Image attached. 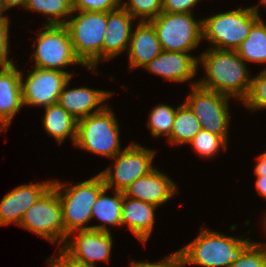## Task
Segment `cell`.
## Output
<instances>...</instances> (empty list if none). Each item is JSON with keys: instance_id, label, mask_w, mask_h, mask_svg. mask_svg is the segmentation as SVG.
Returning <instances> with one entry per match:
<instances>
[{"instance_id": "1", "label": "cell", "mask_w": 266, "mask_h": 267, "mask_svg": "<svg viewBox=\"0 0 266 267\" xmlns=\"http://www.w3.org/2000/svg\"><path fill=\"white\" fill-rule=\"evenodd\" d=\"M198 64L205 72L199 86L242 102L248 97L252 77L237 51L208 48L198 57Z\"/></svg>"}, {"instance_id": "2", "label": "cell", "mask_w": 266, "mask_h": 267, "mask_svg": "<svg viewBox=\"0 0 266 267\" xmlns=\"http://www.w3.org/2000/svg\"><path fill=\"white\" fill-rule=\"evenodd\" d=\"M250 239L227 236L202 227L197 237L176 251L181 267H230L252 243Z\"/></svg>"}, {"instance_id": "3", "label": "cell", "mask_w": 266, "mask_h": 267, "mask_svg": "<svg viewBox=\"0 0 266 267\" xmlns=\"http://www.w3.org/2000/svg\"><path fill=\"white\" fill-rule=\"evenodd\" d=\"M67 183L53 180L52 184L61 202L66 238L71 232L91 229L86 224L92 220V207L106 187L99 173L78 184L69 186Z\"/></svg>"}, {"instance_id": "4", "label": "cell", "mask_w": 266, "mask_h": 267, "mask_svg": "<svg viewBox=\"0 0 266 267\" xmlns=\"http://www.w3.org/2000/svg\"><path fill=\"white\" fill-rule=\"evenodd\" d=\"M259 6L240 7L203 18L202 39L212 43L210 48L236 51L260 18Z\"/></svg>"}, {"instance_id": "5", "label": "cell", "mask_w": 266, "mask_h": 267, "mask_svg": "<svg viewBox=\"0 0 266 267\" xmlns=\"http://www.w3.org/2000/svg\"><path fill=\"white\" fill-rule=\"evenodd\" d=\"M74 13L76 16H73ZM64 24L67 28L76 56L98 73L96 66L102 60V44L107 25V13L98 11H73ZM96 71V72H95Z\"/></svg>"}, {"instance_id": "6", "label": "cell", "mask_w": 266, "mask_h": 267, "mask_svg": "<svg viewBox=\"0 0 266 267\" xmlns=\"http://www.w3.org/2000/svg\"><path fill=\"white\" fill-rule=\"evenodd\" d=\"M115 113L107 106L104 110L77 120L74 146L92 154L113 158L121 149L120 129Z\"/></svg>"}, {"instance_id": "7", "label": "cell", "mask_w": 266, "mask_h": 267, "mask_svg": "<svg viewBox=\"0 0 266 267\" xmlns=\"http://www.w3.org/2000/svg\"><path fill=\"white\" fill-rule=\"evenodd\" d=\"M164 51L188 53L202 41V20L193 13L161 12L150 21Z\"/></svg>"}, {"instance_id": "8", "label": "cell", "mask_w": 266, "mask_h": 267, "mask_svg": "<svg viewBox=\"0 0 266 267\" xmlns=\"http://www.w3.org/2000/svg\"><path fill=\"white\" fill-rule=\"evenodd\" d=\"M38 36L33 44L35 47V52L32 54L35 61L33 67L59 70L73 77V73L64 71L66 66L75 64L85 66L74 52L65 25L45 24Z\"/></svg>"}, {"instance_id": "9", "label": "cell", "mask_w": 266, "mask_h": 267, "mask_svg": "<svg viewBox=\"0 0 266 267\" xmlns=\"http://www.w3.org/2000/svg\"><path fill=\"white\" fill-rule=\"evenodd\" d=\"M19 226L52 244L58 243V247L63 246L66 231L63 227L62 206L58 192L52 186L26 210Z\"/></svg>"}, {"instance_id": "10", "label": "cell", "mask_w": 266, "mask_h": 267, "mask_svg": "<svg viewBox=\"0 0 266 267\" xmlns=\"http://www.w3.org/2000/svg\"><path fill=\"white\" fill-rule=\"evenodd\" d=\"M155 152L154 149H148L135 142L124 147L122 152L112 158L115 160L114 166L99 172L106 188L124 192L136 179L147 175L155 168L152 163Z\"/></svg>"}, {"instance_id": "11", "label": "cell", "mask_w": 266, "mask_h": 267, "mask_svg": "<svg viewBox=\"0 0 266 267\" xmlns=\"http://www.w3.org/2000/svg\"><path fill=\"white\" fill-rule=\"evenodd\" d=\"M191 83V94L186 97L184 103L195 114L201 124V128L222 137L228 141V129L230 124L229 100L230 96L217 93Z\"/></svg>"}, {"instance_id": "12", "label": "cell", "mask_w": 266, "mask_h": 267, "mask_svg": "<svg viewBox=\"0 0 266 267\" xmlns=\"http://www.w3.org/2000/svg\"><path fill=\"white\" fill-rule=\"evenodd\" d=\"M21 72L23 106L47 107L56 104L65 83L71 78L67 72L33 67L26 78Z\"/></svg>"}, {"instance_id": "13", "label": "cell", "mask_w": 266, "mask_h": 267, "mask_svg": "<svg viewBox=\"0 0 266 267\" xmlns=\"http://www.w3.org/2000/svg\"><path fill=\"white\" fill-rule=\"evenodd\" d=\"M112 245L111 231L90 229L71 232L60 248L72 259L96 267V261L109 263Z\"/></svg>"}, {"instance_id": "14", "label": "cell", "mask_w": 266, "mask_h": 267, "mask_svg": "<svg viewBox=\"0 0 266 267\" xmlns=\"http://www.w3.org/2000/svg\"><path fill=\"white\" fill-rule=\"evenodd\" d=\"M177 184L157 168L139 177L123 192L127 197L160 206L168 202L178 191Z\"/></svg>"}, {"instance_id": "15", "label": "cell", "mask_w": 266, "mask_h": 267, "mask_svg": "<svg viewBox=\"0 0 266 267\" xmlns=\"http://www.w3.org/2000/svg\"><path fill=\"white\" fill-rule=\"evenodd\" d=\"M52 184V180L23 184L7 193L0 202V226L11 223L19 226L26 210L36 203Z\"/></svg>"}, {"instance_id": "16", "label": "cell", "mask_w": 266, "mask_h": 267, "mask_svg": "<svg viewBox=\"0 0 266 267\" xmlns=\"http://www.w3.org/2000/svg\"><path fill=\"white\" fill-rule=\"evenodd\" d=\"M71 77L63 86L59 95L58 104L77 120L104 110L108 105L105 103L113 92L79 87L68 89ZM67 89V90H66ZM103 102L105 103L103 105Z\"/></svg>"}, {"instance_id": "17", "label": "cell", "mask_w": 266, "mask_h": 267, "mask_svg": "<svg viewBox=\"0 0 266 267\" xmlns=\"http://www.w3.org/2000/svg\"><path fill=\"white\" fill-rule=\"evenodd\" d=\"M198 57L189 53L164 51L142 68L165 80L183 83L192 80L198 69Z\"/></svg>"}, {"instance_id": "18", "label": "cell", "mask_w": 266, "mask_h": 267, "mask_svg": "<svg viewBox=\"0 0 266 267\" xmlns=\"http://www.w3.org/2000/svg\"><path fill=\"white\" fill-rule=\"evenodd\" d=\"M135 18L121 6L107 12V25L102 44V61L106 62L129 48L132 22Z\"/></svg>"}, {"instance_id": "19", "label": "cell", "mask_w": 266, "mask_h": 267, "mask_svg": "<svg viewBox=\"0 0 266 267\" xmlns=\"http://www.w3.org/2000/svg\"><path fill=\"white\" fill-rule=\"evenodd\" d=\"M24 107L21 92V71L14 65L0 68V131H5L14 116Z\"/></svg>"}, {"instance_id": "20", "label": "cell", "mask_w": 266, "mask_h": 267, "mask_svg": "<svg viewBox=\"0 0 266 267\" xmlns=\"http://www.w3.org/2000/svg\"><path fill=\"white\" fill-rule=\"evenodd\" d=\"M137 23L135 30H132L127 51L128 65L132 70L143 67L163 50L152 23L150 21Z\"/></svg>"}, {"instance_id": "21", "label": "cell", "mask_w": 266, "mask_h": 267, "mask_svg": "<svg viewBox=\"0 0 266 267\" xmlns=\"http://www.w3.org/2000/svg\"><path fill=\"white\" fill-rule=\"evenodd\" d=\"M157 206L123 194L121 222L129 227L132 234L146 243L151 236L155 224Z\"/></svg>"}, {"instance_id": "22", "label": "cell", "mask_w": 266, "mask_h": 267, "mask_svg": "<svg viewBox=\"0 0 266 267\" xmlns=\"http://www.w3.org/2000/svg\"><path fill=\"white\" fill-rule=\"evenodd\" d=\"M43 126L51 138H55L61 145L67 137L72 139L73 145L76 140L77 119L69 114L58 103L44 107Z\"/></svg>"}, {"instance_id": "23", "label": "cell", "mask_w": 266, "mask_h": 267, "mask_svg": "<svg viewBox=\"0 0 266 267\" xmlns=\"http://www.w3.org/2000/svg\"><path fill=\"white\" fill-rule=\"evenodd\" d=\"M108 188H104L92 207V219L97 218L102 222L100 225H91L92 230L110 232L109 226H122L121 212L123 192L114 190V197L106 195Z\"/></svg>"}, {"instance_id": "24", "label": "cell", "mask_w": 266, "mask_h": 267, "mask_svg": "<svg viewBox=\"0 0 266 267\" xmlns=\"http://www.w3.org/2000/svg\"><path fill=\"white\" fill-rule=\"evenodd\" d=\"M236 51L245 63L266 64V23L262 18L252 25L248 37Z\"/></svg>"}, {"instance_id": "25", "label": "cell", "mask_w": 266, "mask_h": 267, "mask_svg": "<svg viewBox=\"0 0 266 267\" xmlns=\"http://www.w3.org/2000/svg\"><path fill=\"white\" fill-rule=\"evenodd\" d=\"M201 124L195 114L183 102L178 105L170 136L167 138L171 145L188 144L201 130Z\"/></svg>"}, {"instance_id": "26", "label": "cell", "mask_w": 266, "mask_h": 267, "mask_svg": "<svg viewBox=\"0 0 266 267\" xmlns=\"http://www.w3.org/2000/svg\"><path fill=\"white\" fill-rule=\"evenodd\" d=\"M25 9L44 14L48 25H64L73 14L71 0H28Z\"/></svg>"}, {"instance_id": "27", "label": "cell", "mask_w": 266, "mask_h": 267, "mask_svg": "<svg viewBox=\"0 0 266 267\" xmlns=\"http://www.w3.org/2000/svg\"><path fill=\"white\" fill-rule=\"evenodd\" d=\"M176 111L177 108L167 104L157 105L150 111L146 126L151 130V135L154 138H159L162 135L167 138L170 136Z\"/></svg>"}, {"instance_id": "28", "label": "cell", "mask_w": 266, "mask_h": 267, "mask_svg": "<svg viewBox=\"0 0 266 267\" xmlns=\"http://www.w3.org/2000/svg\"><path fill=\"white\" fill-rule=\"evenodd\" d=\"M199 156L207 159L215 156L221 149H227V142L220 136L209 132L207 129H201L193 139L188 143Z\"/></svg>"}, {"instance_id": "29", "label": "cell", "mask_w": 266, "mask_h": 267, "mask_svg": "<svg viewBox=\"0 0 266 267\" xmlns=\"http://www.w3.org/2000/svg\"><path fill=\"white\" fill-rule=\"evenodd\" d=\"M127 1V2H126ZM121 0L120 6L139 21H151L162 12V0Z\"/></svg>"}, {"instance_id": "30", "label": "cell", "mask_w": 266, "mask_h": 267, "mask_svg": "<svg viewBox=\"0 0 266 267\" xmlns=\"http://www.w3.org/2000/svg\"><path fill=\"white\" fill-rule=\"evenodd\" d=\"M243 103L253 112L266 109V68L252 77L249 95Z\"/></svg>"}, {"instance_id": "31", "label": "cell", "mask_w": 266, "mask_h": 267, "mask_svg": "<svg viewBox=\"0 0 266 267\" xmlns=\"http://www.w3.org/2000/svg\"><path fill=\"white\" fill-rule=\"evenodd\" d=\"M230 267H266V243L253 240Z\"/></svg>"}, {"instance_id": "32", "label": "cell", "mask_w": 266, "mask_h": 267, "mask_svg": "<svg viewBox=\"0 0 266 267\" xmlns=\"http://www.w3.org/2000/svg\"><path fill=\"white\" fill-rule=\"evenodd\" d=\"M73 11L110 12L120 7L121 0H71Z\"/></svg>"}, {"instance_id": "33", "label": "cell", "mask_w": 266, "mask_h": 267, "mask_svg": "<svg viewBox=\"0 0 266 267\" xmlns=\"http://www.w3.org/2000/svg\"><path fill=\"white\" fill-rule=\"evenodd\" d=\"M9 18L0 19V67H10L15 64L13 59H9Z\"/></svg>"}, {"instance_id": "34", "label": "cell", "mask_w": 266, "mask_h": 267, "mask_svg": "<svg viewBox=\"0 0 266 267\" xmlns=\"http://www.w3.org/2000/svg\"><path fill=\"white\" fill-rule=\"evenodd\" d=\"M200 0H162V11L168 13H189L194 12L193 8Z\"/></svg>"}, {"instance_id": "35", "label": "cell", "mask_w": 266, "mask_h": 267, "mask_svg": "<svg viewBox=\"0 0 266 267\" xmlns=\"http://www.w3.org/2000/svg\"><path fill=\"white\" fill-rule=\"evenodd\" d=\"M47 263L48 267H94L72 259L61 248L53 258L48 259Z\"/></svg>"}, {"instance_id": "36", "label": "cell", "mask_w": 266, "mask_h": 267, "mask_svg": "<svg viewBox=\"0 0 266 267\" xmlns=\"http://www.w3.org/2000/svg\"><path fill=\"white\" fill-rule=\"evenodd\" d=\"M129 267H181L176 252L156 262L131 261Z\"/></svg>"}, {"instance_id": "37", "label": "cell", "mask_w": 266, "mask_h": 267, "mask_svg": "<svg viewBox=\"0 0 266 267\" xmlns=\"http://www.w3.org/2000/svg\"><path fill=\"white\" fill-rule=\"evenodd\" d=\"M257 158V164L254 168V174L256 176H265L266 175V151L264 153L259 154Z\"/></svg>"}, {"instance_id": "38", "label": "cell", "mask_w": 266, "mask_h": 267, "mask_svg": "<svg viewBox=\"0 0 266 267\" xmlns=\"http://www.w3.org/2000/svg\"><path fill=\"white\" fill-rule=\"evenodd\" d=\"M255 187H256L258 194H260V196H262L265 199L266 198V175L257 176Z\"/></svg>"}, {"instance_id": "39", "label": "cell", "mask_w": 266, "mask_h": 267, "mask_svg": "<svg viewBox=\"0 0 266 267\" xmlns=\"http://www.w3.org/2000/svg\"><path fill=\"white\" fill-rule=\"evenodd\" d=\"M4 3L6 10L17 6H22V8H25L28 3V0H4Z\"/></svg>"}, {"instance_id": "40", "label": "cell", "mask_w": 266, "mask_h": 267, "mask_svg": "<svg viewBox=\"0 0 266 267\" xmlns=\"http://www.w3.org/2000/svg\"><path fill=\"white\" fill-rule=\"evenodd\" d=\"M5 11H6V7H5L4 0H0V19L9 18L7 15H3Z\"/></svg>"}, {"instance_id": "41", "label": "cell", "mask_w": 266, "mask_h": 267, "mask_svg": "<svg viewBox=\"0 0 266 267\" xmlns=\"http://www.w3.org/2000/svg\"><path fill=\"white\" fill-rule=\"evenodd\" d=\"M261 5L263 4V6L265 5L266 6V0H260Z\"/></svg>"}, {"instance_id": "42", "label": "cell", "mask_w": 266, "mask_h": 267, "mask_svg": "<svg viewBox=\"0 0 266 267\" xmlns=\"http://www.w3.org/2000/svg\"><path fill=\"white\" fill-rule=\"evenodd\" d=\"M265 216H266V215H265ZM264 221H265V223H264L265 225H264V226L266 227V217H264ZM265 229H266V228H265Z\"/></svg>"}]
</instances>
